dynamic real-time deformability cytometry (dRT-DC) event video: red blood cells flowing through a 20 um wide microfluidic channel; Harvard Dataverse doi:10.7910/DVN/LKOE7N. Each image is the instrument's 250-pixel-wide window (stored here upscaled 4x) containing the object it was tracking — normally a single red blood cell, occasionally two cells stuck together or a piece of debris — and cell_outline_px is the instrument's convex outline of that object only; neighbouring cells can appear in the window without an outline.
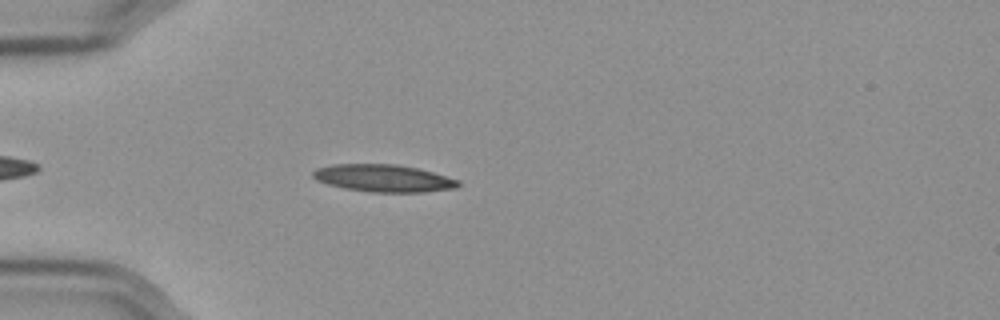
{"species": "Egyptian fruit bat (a non-hibernating species)", "species_latin": "Rousettus aegyptiacus", "temperature_condition": "cold", "stored_images_in_passage": 47, "camera_frame_rate_fps": 3000, "um_per_image_px": 0.085, "frame": {"image": 1, "passage_image": 7, "time_ms": 2.0, "image_size_px": [1000, 320], "cell_outline_px": [[460, 184], [456, 188], [424, 192], [372, 192], [344, 188], [328, 184], [316, 180], [312, 176], [312, 172], [316, 168], [332, 164], [396, 164], [416, 168], [432, 172], [460, 180]], "centroid_in_image_um": [32.58, 15.14], "position_along_channel_um": 52.4, "area_um2": 23.12}}
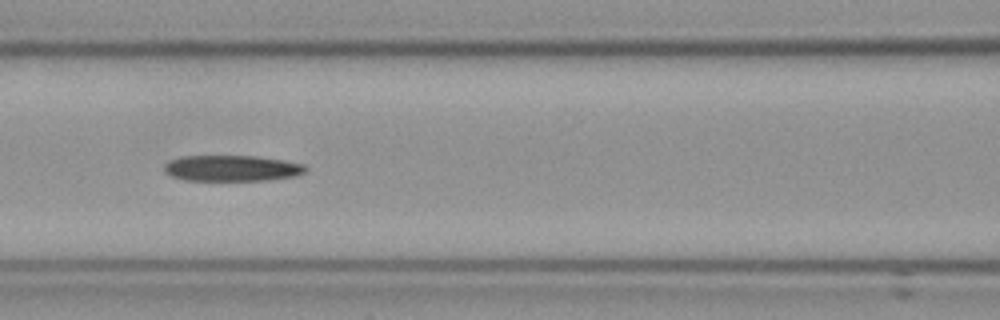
{"frame": {"image": 2, "passage_image": 16, "time_ms": 5.0, "image_size_px": [1000, 320], "cell_outline_px": [[308, 168], [304, 172], [296, 176], [264, 180], [188, 180], [172, 176], [164, 172], [164, 164], [168, 160], [180, 156], [256, 156], [284, 160], [304, 164]], "centroid_in_image_um": [19.69, 14.29], "position_along_channel_um": 146.9, "area_um2": 21.39}}
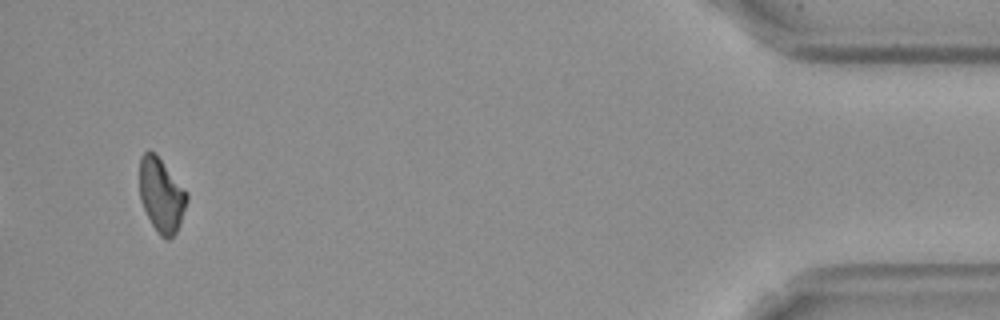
{"frame": {"image": 3, "passage_image": 45, "time_ms": 14.667, "image_size_px": [1000, 320], "cell_outline_px": [[188, 200], [180, 224], [176, 232], [168, 240], [164, 240], [160, 236], [152, 224], [140, 200], [140, 156], [148, 148], [156, 152], [188, 192]], "centroid_in_image_um": [13.73, 16.54], "position_along_channel_um": 421.5, "area_um2": 20.75}, "authors_computed_cell_mechanics": {"area_um2": 21.7328, "velocity_mm_per_s": 3.5826, "shape_relaxation_time_tau1_ms": 9.2703, "shape_relaxation_time_tau2_ms": null, "deformation_change_tau1": 0.2011, "deformation_change_tau2": null}}